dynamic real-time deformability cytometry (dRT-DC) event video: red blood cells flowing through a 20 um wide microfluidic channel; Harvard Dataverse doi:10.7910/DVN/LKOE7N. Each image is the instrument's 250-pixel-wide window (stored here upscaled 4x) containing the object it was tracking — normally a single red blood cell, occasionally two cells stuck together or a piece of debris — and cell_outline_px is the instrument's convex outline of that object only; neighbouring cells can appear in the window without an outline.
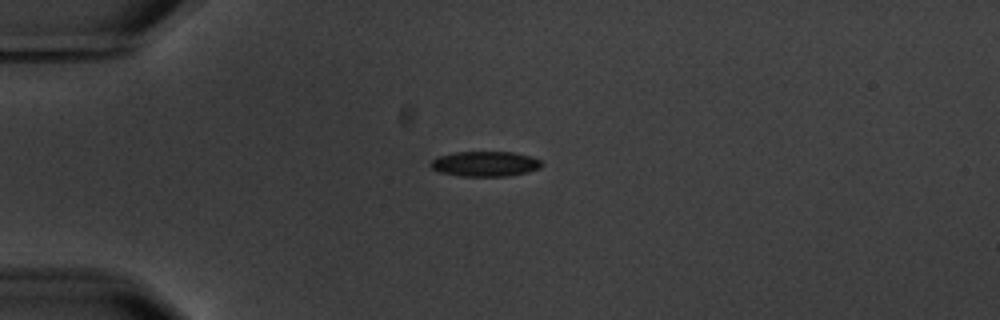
{"species": "common noctule bat (a hibernating species)", "species_latin": "Nyctalus noctula", "temperature_condition": "warm", "stored_images_in_passage": 2, "camera_frame_rate_fps": 3000, "um_per_image_px": 0.085, "animal": {"sex": "male", "body_mass_g": 20.1, "forearm_length_mm": 53.5}, "frame": {"image": 1, "passage_image": 1, "time_ms": 0.0, "image_size_px": [1000, 320], "cell_outline_px": [[544, 164], [540, 168], [528, 172], [508, 176], [460, 176], [440, 172], [432, 168], [428, 164], [432, 160], [440, 156], [456, 152], [512, 152], [528, 156], [540, 160]], "centroid_in_image_um": [41.24, 13.93], "position_along_channel_um": 43.8, "area_um2": 16.18}}